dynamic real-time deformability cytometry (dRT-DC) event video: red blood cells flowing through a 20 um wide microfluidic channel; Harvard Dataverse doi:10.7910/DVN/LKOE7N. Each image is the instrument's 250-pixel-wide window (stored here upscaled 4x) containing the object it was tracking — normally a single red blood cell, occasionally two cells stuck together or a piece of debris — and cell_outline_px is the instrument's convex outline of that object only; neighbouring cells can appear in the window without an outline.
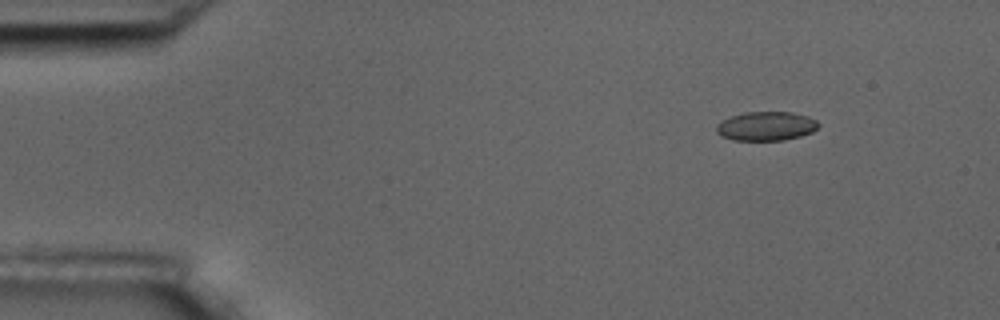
{"species": "common noctule bat (a hibernating species)", "species_latin": "Nyctalus noctula", "temperature_condition": "room temperature", "stored_images_in_passage": 5, "camera_frame_rate_fps": 3000, "um_per_image_px": 0.085, "animal": {"sex": "male", "body_mass_g": 17.5, "forearm_length_mm": 52.3}, "frame": {"image": 1, "passage_image": 2, "time_ms": 1.333, "image_size_px": [1000, 320], "cell_outline_px": [[820, 124], [812, 132], [800, 136], [784, 140], [732, 140], [720, 136], [716, 132], [716, 124], [720, 120], [744, 112], [792, 112], [808, 116], [816, 120]], "centroid_in_image_um": [65.09, 10.72], "position_along_channel_um": 19.9, "area_um2": 17.4}}
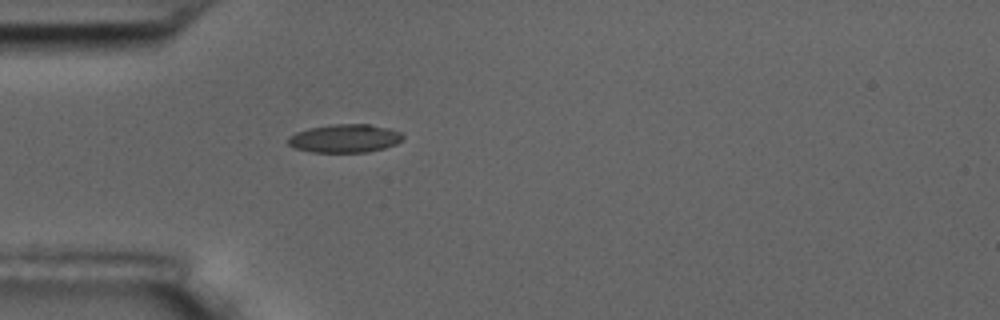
{"frame": {"image": 2, "passage_image": 5, "time_ms": 4.667, "image_size_px": [1000, 320], "cell_outline_px": [[404, 136], [396, 144], [384, 148], [368, 152], [312, 152], [296, 148], [288, 144], [288, 136], [296, 132], [308, 128], [332, 124], [368, 124], [388, 128], [400, 132]], "centroid_in_image_um": [29.29, 11.76], "position_along_channel_um": 55.7, "area_um2": 18.9}}